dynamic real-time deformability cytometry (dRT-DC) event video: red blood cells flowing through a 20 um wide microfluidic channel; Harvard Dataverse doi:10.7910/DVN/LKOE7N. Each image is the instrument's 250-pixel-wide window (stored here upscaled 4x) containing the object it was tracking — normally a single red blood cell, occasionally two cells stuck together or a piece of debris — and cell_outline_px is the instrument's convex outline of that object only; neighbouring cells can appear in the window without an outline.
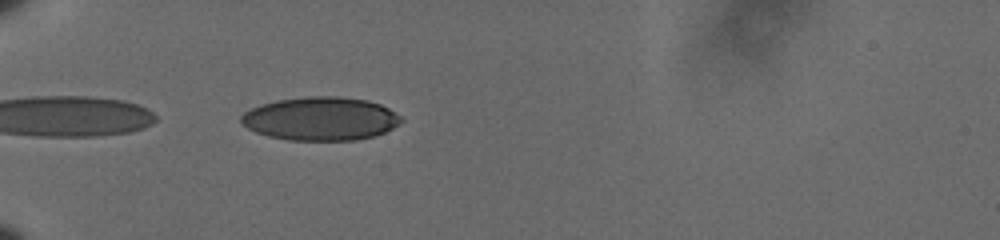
{"species": "human", "species_latin": "Homo sapiens", "temperature_condition": "cold", "stored_images_in_passage": 15, "camera_frame_rate_fps": 3000, "um_per_image_px": 0.085, "donor": {"sex": "male"}, "frame": {"image": 1, "passage_image": 1, "time_ms": 0.0, "image_size_px": [1000, 240], "cell_outline_px": [[404, 120], [392, 128], [376, 136], [352, 140], [288, 140], [268, 136], [256, 132], [248, 128], [240, 120], [240, 116], [244, 112], [260, 104], [276, 100], [308, 96], [340, 96], [368, 100], [380, 104], [388, 108], [400, 116]], "centroid_in_image_um": [27.25, 10.08], "position_along_channel_um": 57.8, "area_um2": 40.58}}
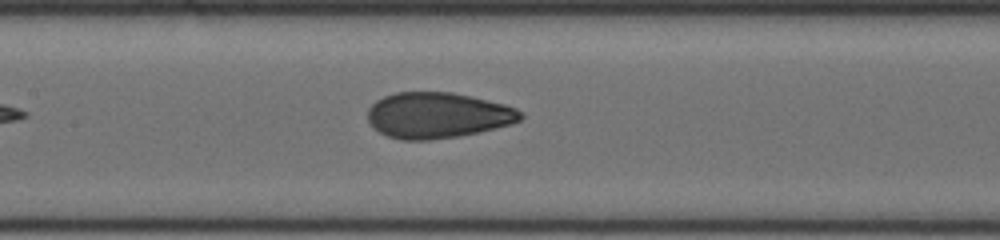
{"frame": {"image": 2, "passage_image": 10, "time_ms": 3.0, "image_size_px": [1000, 240], "cell_outline_px": [[524, 116], [520, 120], [508, 124], [476, 132], [456, 136], [428, 140], [400, 140], [388, 136], [380, 132], [368, 120], [368, 108], [376, 100], [384, 96], [396, 92], [452, 92], [472, 96], [504, 104], [516, 108]], "centroid_in_image_um": [37.17, 9.78], "position_along_channel_um": 170.2, "area_um2": 40.4}}
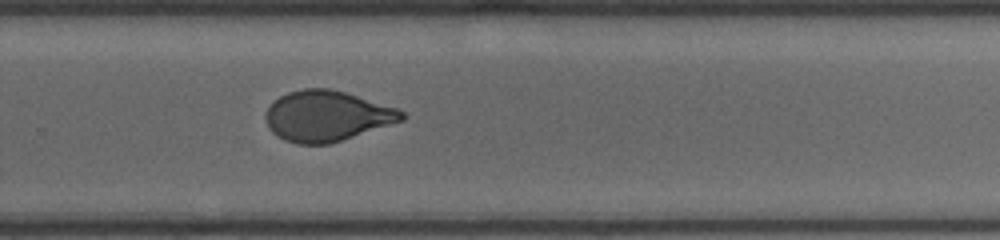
{"frame": {"image": 3, "passage_image": 15, "time_ms": 4.667, "image_size_px": [1000, 240], "cell_outline_px": [[404, 120], [328, 144], [296, 144], [284, 140], [276, 136], [268, 128], [264, 116], [272, 100], [288, 92], [304, 88], [328, 88], [344, 92], [396, 108], [404, 112]], "centroid_in_image_um": [27.71, 9.86], "position_along_channel_um": 302.1, "area_um2": 39.88}}